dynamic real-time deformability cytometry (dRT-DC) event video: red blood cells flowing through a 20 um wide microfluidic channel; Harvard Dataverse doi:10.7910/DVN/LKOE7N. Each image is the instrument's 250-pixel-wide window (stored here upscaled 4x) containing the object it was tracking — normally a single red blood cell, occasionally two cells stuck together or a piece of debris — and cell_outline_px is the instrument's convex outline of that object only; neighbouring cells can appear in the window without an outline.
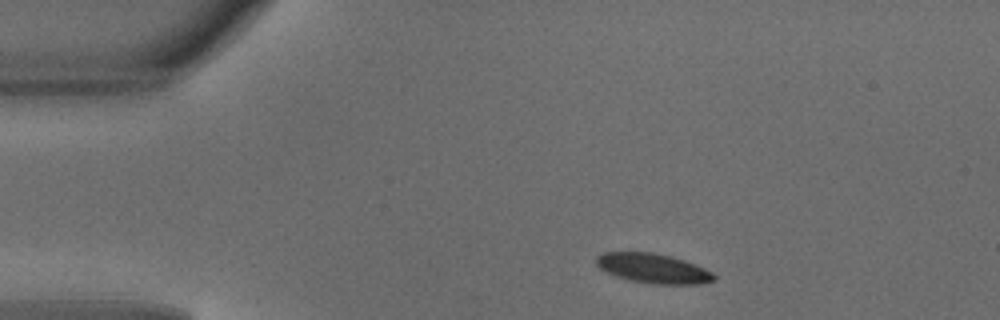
{"species": "common noctule bat (a hibernating species)", "species_latin": "Nyctalus noctula", "temperature_condition": "warm", "stored_images_in_passage": 41, "camera_frame_rate_fps": 3000, "um_per_image_px": 0.085, "animal": {"sex": "male", "body_mass_g": 18.8}, "frame": {"image": 1, "passage_image": 1, "time_ms": 0.0, "image_size_px": [1000, 320], "cell_outline_px": [[716, 280], [696, 284], [656, 284], [628, 280], [616, 276], [600, 268], [596, 264], [596, 256], [604, 252], [652, 252], [672, 256], [684, 260], [704, 268], [712, 272], [716, 276]], "centroid_in_image_um": [55.51, 22.8], "position_along_channel_um": 29.5, "area_um2": 20.29}}
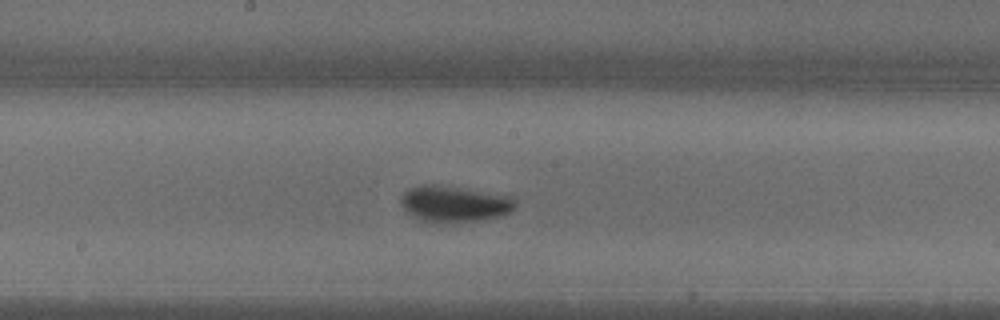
{"frame": {"image": 2, "passage_image": 18, "time_ms": 5.667, "image_size_px": [1000, 320], "cell_outline_px": [[516, 208], [500, 216], [476, 220], [440, 224], [436, 224], [420, 220], [412, 216], [404, 208], [400, 200], [400, 196], [408, 188], [420, 184], [436, 184], [512, 196], [516, 200]], "centroid_in_image_um": [38.58, 17.33], "position_along_channel_um": 209.6, "area_um2": 24.39}}
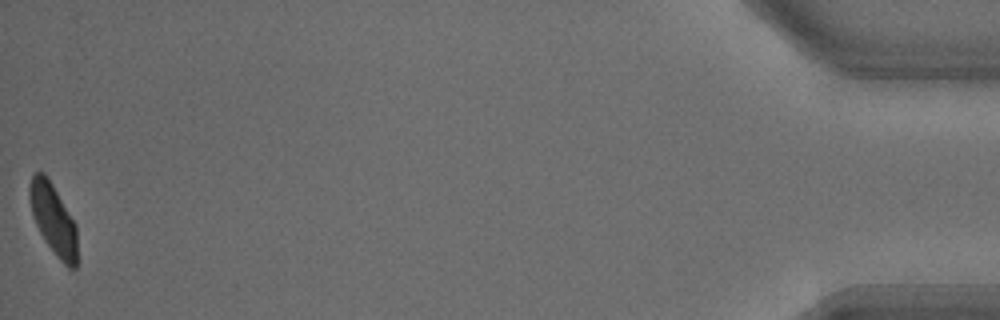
{"frame": {"image": 3, "passage_image": 41, "time_ms": 13.333, "image_size_px": [1000, 320], "cell_outline_px": [[76, 268], [68, 268], [60, 260], [44, 240], [36, 224], [28, 200], [28, 188], [32, 176], [36, 172], [44, 172], [48, 176], [76, 224]], "centroid_in_image_um": [4.51, 18.6], "position_along_channel_um": 430.7, "area_um2": 19.59}, "authors_computed_cell_mechanics": {"area_um2": 21.6172, "velocity_mm_per_s": 4.1361, "shape_relaxation_time_tau1_ms": 2.2963, "shape_relaxation_time_tau2_ms": null, "deformation_change_tau1": 0.1336, "deformation_change_tau2": null}}